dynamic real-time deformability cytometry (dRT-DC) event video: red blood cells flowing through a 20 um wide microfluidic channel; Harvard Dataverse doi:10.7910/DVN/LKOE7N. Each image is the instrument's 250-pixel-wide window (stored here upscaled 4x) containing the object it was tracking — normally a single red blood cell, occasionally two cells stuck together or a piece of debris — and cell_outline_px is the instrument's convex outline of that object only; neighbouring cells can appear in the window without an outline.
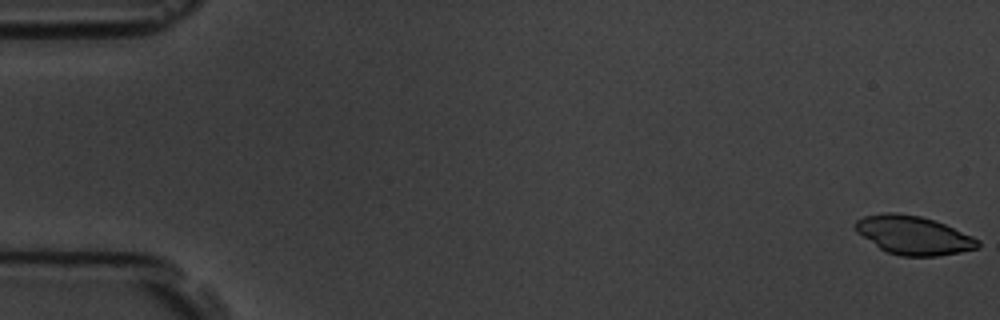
{"species": "common noctule bat (a hibernating species)", "species_latin": "Nyctalus noctula", "temperature_condition": "room temperature", "stored_images_in_passage": 7, "camera_frame_rate_fps": 3000, "um_per_image_px": 0.085, "animal": {"sex": "male", "body_mass_g": 19.5, "forearm_length_mm": 54.6}, "frame": {"image": 1, "passage_image": 1, "time_ms": 0.0, "image_size_px": [1000, 320], "cell_outline_px": [[980, 248], [960, 252], [936, 256], [900, 256], [888, 252], [880, 248], [856, 232], [856, 220], [864, 216], [884, 212], [896, 212], [920, 216], [944, 224], [972, 236], [980, 240]], "centroid_in_image_um": [77.65, 19.99], "position_along_channel_um": 7.3, "area_um2": 27.4}}